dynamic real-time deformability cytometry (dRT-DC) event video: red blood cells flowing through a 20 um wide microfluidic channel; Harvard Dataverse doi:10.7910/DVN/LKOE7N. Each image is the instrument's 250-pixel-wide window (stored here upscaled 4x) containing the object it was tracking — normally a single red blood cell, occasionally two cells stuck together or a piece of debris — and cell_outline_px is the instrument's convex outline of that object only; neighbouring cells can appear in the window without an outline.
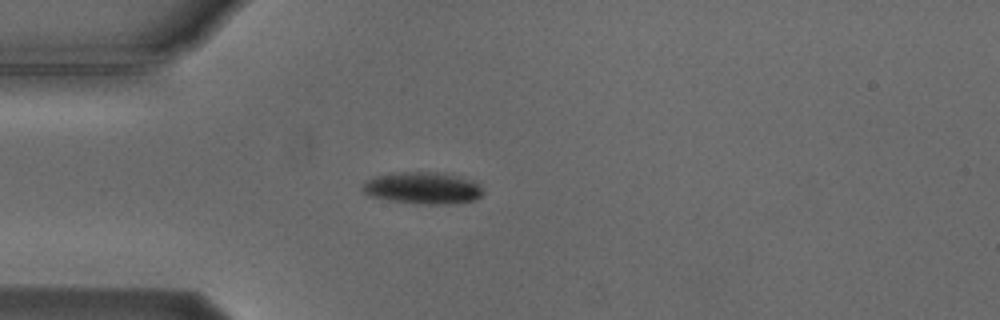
{"species": "Egyptian fruit bat (a non-hibernating species)", "species_latin": "Rousettus aegyptiacus", "temperature_condition": "cold", "stored_images_in_passage": 6, "camera_frame_rate_fps": 3000, "um_per_image_px": 0.085, "animal": {"sex": "male"}, "frame": {"image": 1, "passage_image": 5, "time_ms": 4.667, "image_size_px": [1000, 320], "cell_outline_px": [[484, 192], [476, 200], [452, 204], [424, 204], [388, 200], [368, 196], [360, 188], [368, 180], [376, 176], [400, 172], [444, 172], [460, 176], [472, 180], [480, 184]], "centroid_in_image_um": [35.98, 15.98], "position_along_channel_um": 49.0, "area_um2": 22.6}}